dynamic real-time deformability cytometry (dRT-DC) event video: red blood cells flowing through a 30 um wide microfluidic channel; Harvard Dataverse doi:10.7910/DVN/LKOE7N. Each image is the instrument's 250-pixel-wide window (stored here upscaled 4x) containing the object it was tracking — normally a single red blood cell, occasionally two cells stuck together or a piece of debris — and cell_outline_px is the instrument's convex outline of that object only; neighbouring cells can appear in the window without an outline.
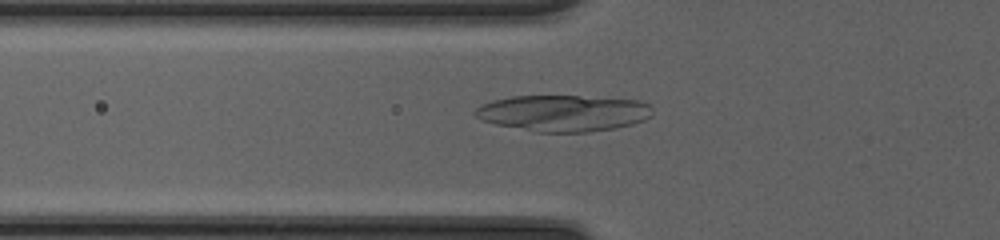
{"species": "common noctule bat (a hibernating species)", "species_latin": "Nyctalus noctula", "temperature_condition": "cold", "stored_images_in_passage": 50, "camera_frame_rate_fps": 3000, "um_per_image_px": 0.085, "animal": {"sex": "female", "body_mass_g": 20.0, "forearm_length_mm": 54.0}, "frame": {"image": 1, "passage_image": 19, "time_ms": 6.0, "image_size_px": [1000, 240], "cell_outline_px": [[652, 116], [644, 120], [632, 124], [616, 128], [588, 132], [536, 132], [496, 124], [480, 120], [472, 112], [476, 108], [492, 100], [512, 96], [580, 96], [636, 100], [648, 104], [652, 108]], "centroid_in_image_um": [47.87, 9.62], "position_along_channel_um": 77.9, "area_um2": 37.57}}
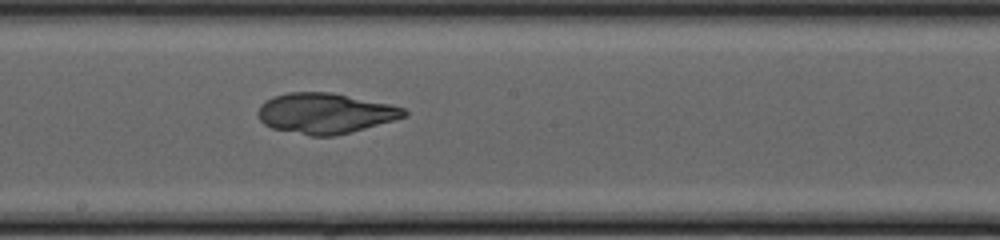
{"frame": {"image": 2, "passage_image": 29, "time_ms": 9.333, "image_size_px": [1000, 240], "cell_outline_px": [[408, 116], [336, 136], [308, 136], [272, 128], [264, 124], [260, 120], [256, 112], [260, 104], [264, 100], [272, 96], [288, 92], [332, 92], [392, 104], [404, 108], [408, 112]], "centroid_in_image_um": [27.62, 9.62], "position_along_channel_um": 220.6, "area_um2": 34.85}}
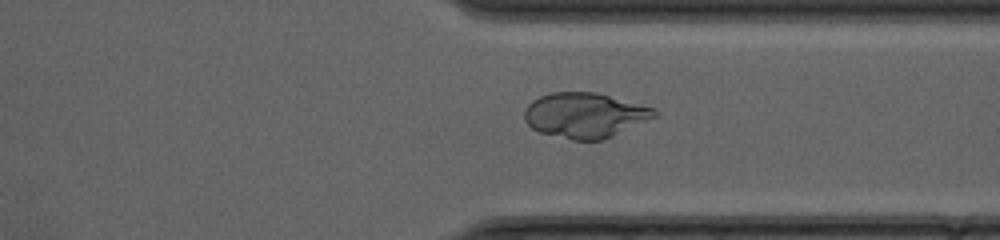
{"frame": {"image": 3, "passage_image": 39, "time_ms": 12.667, "image_size_px": [1000, 240], "cell_outline_px": [[656, 116], [604, 140], [572, 140], [540, 132], [532, 128], [524, 120], [524, 112], [528, 104], [532, 100], [540, 96], [552, 92], [596, 92], [656, 108]], "centroid_in_image_um": [49.7, 9.79], "position_along_channel_um": 361.7, "area_um2": 34.1}}